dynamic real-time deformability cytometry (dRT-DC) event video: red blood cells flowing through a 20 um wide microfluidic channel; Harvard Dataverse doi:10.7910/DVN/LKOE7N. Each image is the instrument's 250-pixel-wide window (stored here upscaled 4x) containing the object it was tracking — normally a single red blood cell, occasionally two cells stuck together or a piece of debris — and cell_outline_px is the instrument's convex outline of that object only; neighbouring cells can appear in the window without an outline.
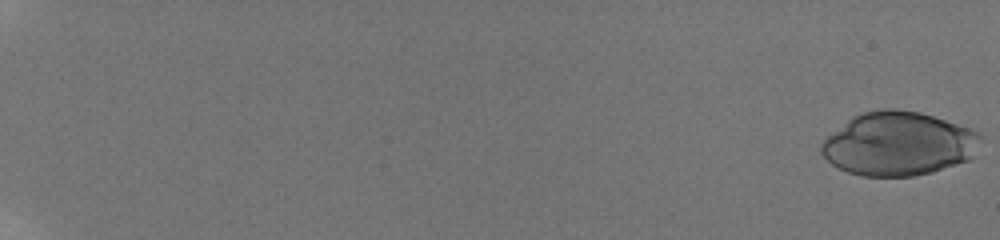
{"species": "human", "species_latin": "Homo sapiens", "temperature_condition": "room temperature", "stored_images_in_passage": 43, "camera_frame_rate_fps": 3000, "um_per_image_px": 0.085, "donor": {"sex": "male"}, "frame": {"image": 1, "passage_image": 1, "time_ms": 0.0, "image_size_px": [1000, 240], "cell_outline_px": [[980, 136], [972, 156], [968, 160], [932, 172], [912, 176], [864, 176], [848, 172], [832, 164], [820, 152], [820, 144], [828, 136], [852, 116], [864, 112], [880, 108], [896, 108], [920, 112], [968, 128], [976, 132]], "centroid_in_image_um": [76.32, 12.21], "position_along_channel_um": 8.7, "area_um2": 58.49}}